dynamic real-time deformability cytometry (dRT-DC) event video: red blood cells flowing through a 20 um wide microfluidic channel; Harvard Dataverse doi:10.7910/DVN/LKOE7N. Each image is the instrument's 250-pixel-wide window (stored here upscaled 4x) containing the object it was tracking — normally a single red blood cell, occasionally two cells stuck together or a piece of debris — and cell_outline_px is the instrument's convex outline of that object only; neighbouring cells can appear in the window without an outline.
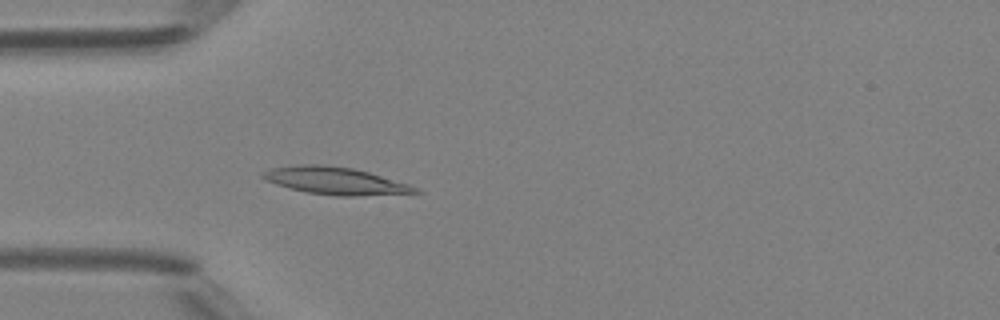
{"species": "Egyptian fruit bat (a non-hibernating species)", "species_latin": "Rousettus aegyptiacus", "temperature_condition": "room temperature", "stored_images_in_passage": 48, "camera_frame_rate_fps": 3000, "um_per_image_px": 0.085, "animal": {"sex": "female"}, "frame": {"image": 1, "passage_image": 14, "time_ms": 4.333, "image_size_px": [1000, 320], "cell_outline_px": [[424, 192], [356, 196], [336, 196], [304, 192], [276, 184], [264, 180], [260, 176], [264, 172], [272, 168], [300, 164], [324, 164], [352, 168], [368, 172], [408, 184], [420, 188]], "centroid_in_image_um": [28.5, 15.37], "position_along_channel_um": 56.5, "area_um2": 24.28}}
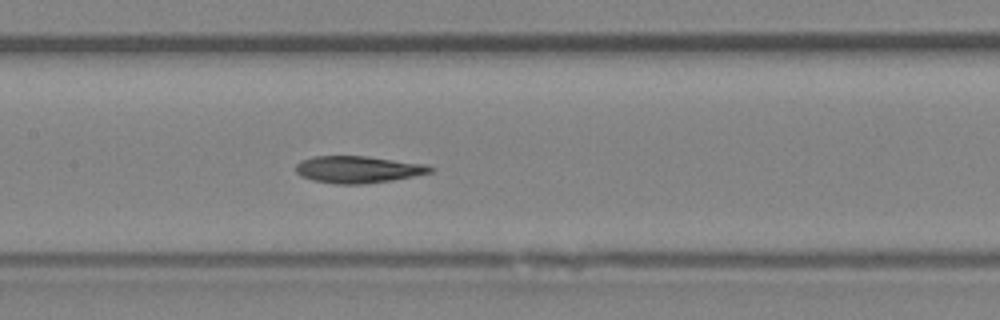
{"frame": {"image": 2, "passage_image": 23, "time_ms": 7.333, "image_size_px": [1000, 320], "cell_outline_px": [[436, 168], [432, 172], [392, 180], [364, 184], [336, 184], [312, 180], [300, 176], [296, 172], [296, 164], [300, 160], [316, 156], [368, 156], [428, 164]], "centroid_in_image_um": [30.45, 14.4], "position_along_channel_um": 177.0, "area_um2": 21.33}}
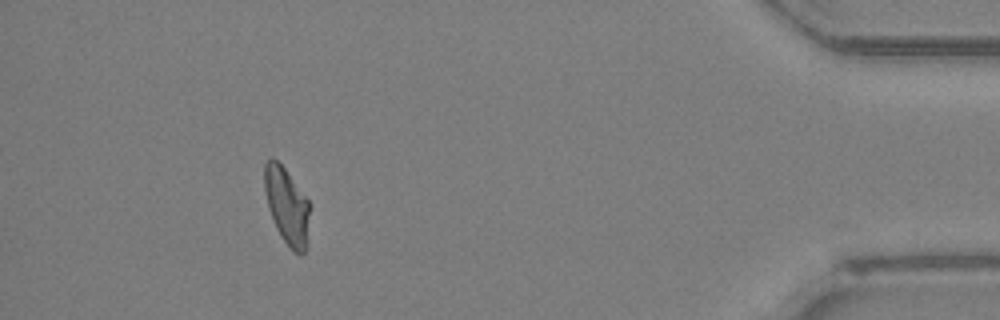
{"frame": {"image": 3, "passage_image": 44, "time_ms": 14.333, "image_size_px": [1000, 320], "cell_outline_px": [[312, 204], [304, 252], [300, 256], [292, 252], [288, 248], [280, 236], [276, 228], [268, 208], [264, 192], [264, 164], [272, 156], [284, 168]], "centroid_in_image_um": [24.39, 17.53], "position_along_channel_um": 410.8, "area_um2": 20.58}, "authors_computed_cell_mechanics": {"area_um2": 21.1548, "velocity_mm_per_s": 4.1994, "shape_relaxation_time_tau1_ms": 9.7703, "shape_relaxation_time_tau2_ms": 2.3204, "deformation_change_tau1": 0.265, "deformation_change_tau2": 0.0967}}